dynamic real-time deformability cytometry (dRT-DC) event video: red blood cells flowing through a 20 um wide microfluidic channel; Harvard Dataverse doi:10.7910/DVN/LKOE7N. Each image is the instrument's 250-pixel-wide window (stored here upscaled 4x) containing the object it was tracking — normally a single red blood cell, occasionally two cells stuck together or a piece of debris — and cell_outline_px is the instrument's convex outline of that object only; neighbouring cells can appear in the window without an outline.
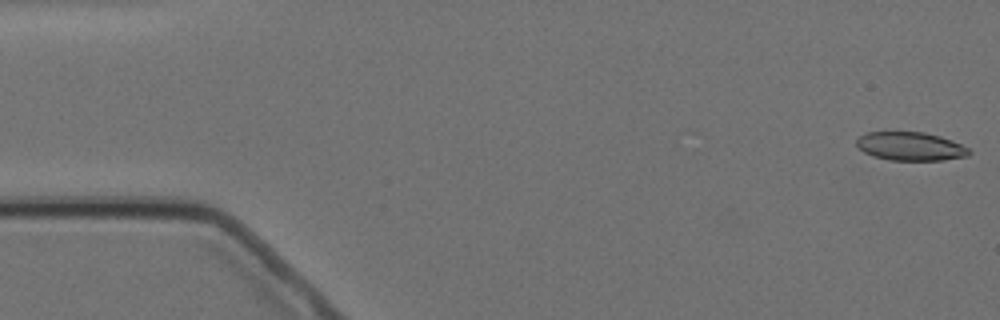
{"species": "Egyptian fruit bat (a non-hibernating species)", "species_latin": "Rousettus aegyptiacus", "temperature_condition": "cold", "stored_images_in_passage": 16, "camera_frame_rate_fps": 3000, "um_per_image_px": 0.085, "animal": {"sex": "female"}, "frame": {"image": 1, "passage_image": 1, "time_ms": 0.0, "image_size_px": [1000, 320], "cell_outline_px": [[972, 152], [968, 156], [944, 160], [888, 160], [872, 156], [864, 152], [856, 144], [856, 140], [860, 136], [868, 132], [924, 132], [940, 136], [952, 140], [968, 148]], "centroid_in_image_um": [77.4, 12.44], "position_along_channel_um": 7.6, "area_um2": 18.73}}
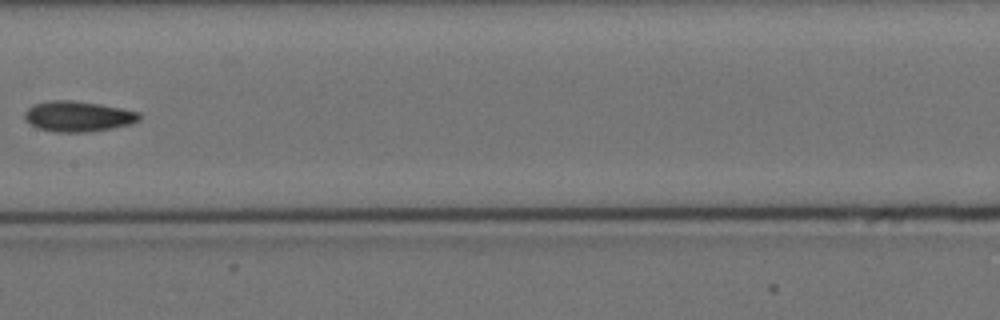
{"frame": {"image": 2, "passage_image": 8, "time_ms": 9.0, "image_size_px": [1000, 320], "cell_outline_px": [[140, 120], [132, 124], [112, 128], [88, 132], [56, 132], [36, 128], [28, 124], [24, 120], [24, 112], [32, 104], [48, 100], [72, 100], [100, 104], [124, 108], [140, 112]], "centroid_in_image_um": [6.61, 9.89], "position_along_channel_um": 200.8, "area_um2": 20.81}}
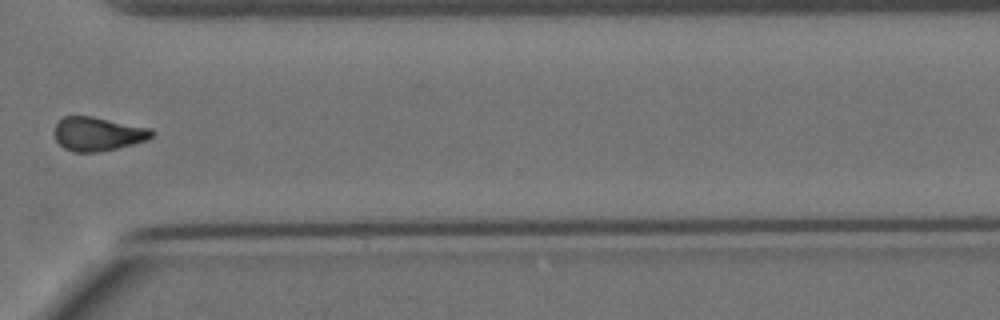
{"frame": {"image": 3, "passage_image": 12, "time_ms": 13.667, "image_size_px": [1000, 320], "cell_outline_px": [[152, 136], [148, 140], [116, 148], [96, 152], [72, 152], [64, 148], [56, 140], [52, 132], [56, 124], [64, 116], [92, 116], [152, 128]], "centroid_in_image_um": [8.28, 11.38], "position_along_channel_um": 362.3, "area_um2": 19.25}, "authors_computed_cell_mechanics": {"area_um2": 19.5364, "velocity_mm_per_s": 3.4759, "shape_relaxation_time_tau1_ms": 8.4365, "shape_relaxation_time_tau2_ms": null, "deformation_change_tau1": 0.1074, "deformation_change_tau2": null}}